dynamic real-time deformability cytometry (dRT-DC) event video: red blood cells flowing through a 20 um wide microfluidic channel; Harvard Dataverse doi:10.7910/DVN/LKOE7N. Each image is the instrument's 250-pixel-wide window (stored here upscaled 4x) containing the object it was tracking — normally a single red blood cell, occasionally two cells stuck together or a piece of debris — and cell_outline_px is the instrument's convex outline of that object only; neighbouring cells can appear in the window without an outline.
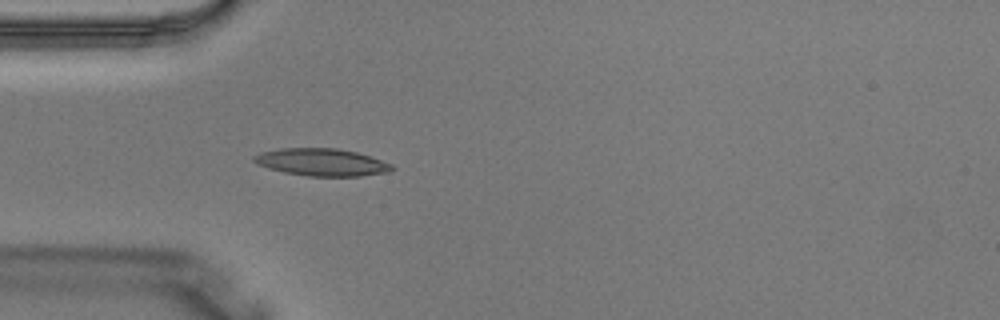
{"species": "Egyptian fruit bat (a non-hibernating species)", "species_latin": "Rousettus aegyptiacus", "temperature_condition": "warm", "stored_images_in_passage": 4, "camera_frame_rate_fps": 3000, "um_per_image_px": 0.085, "animal": {"sex": "male"}, "frame": {"image": 1, "passage_image": 4, "time_ms": 1.0, "image_size_px": [1000, 320], "cell_outline_px": [[396, 168], [392, 172], [360, 176], [308, 176], [284, 172], [268, 168], [256, 164], [252, 160], [252, 156], [260, 152], [280, 148], [336, 148], [356, 152], [392, 164]], "centroid_in_image_um": [27.33, 13.79], "position_along_channel_um": 57.7, "area_um2": 22.14}}